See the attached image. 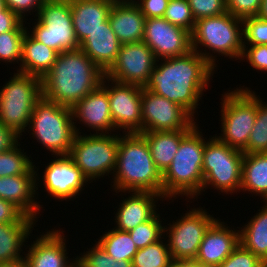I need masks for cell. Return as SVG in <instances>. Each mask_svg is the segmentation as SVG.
I'll return each instance as SVG.
<instances>
[{
	"mask_svg": "<svg viewBox=\"0 0 267 267\" xmlns=\"http://www.w3.org/2000/svg\"><path fill=\"white\" fill-rule=\"evenodd\" d=\"M214 73L215 68L191 50L182 56L157 60L144 88L177 103L194 118Z\"/></svg>",
	"mask_w": 267,
	"mask_h": 267,
	"instance_id": "cell-1",
	"label": "cell"
},
{
	"mask_svg": "<svg viewBox=\"0 0 267 267\" xmlns=\"http://www.w3.org/2000/svg\"><path fill=\"white\" fill-rule=\"evenodd\" d=\"M104 76L80 48L58 53L51 70L41 79L42 97L72 108L99 87Z\"/></svg>",
	"mask_w": 267,
	"mask_h": 267,
	"instance_id": "cell-2",
	"label": "cell"
},
{
	"mask_svg": "<svg viewBox=\"0 0 267 267\" xmlns=\"http://www.w3.org/2000/svg\"><path fill=\"white\" fill-rule=\"evenodd\" d=\"M119 133L113 192L151 191L163 196L162 174L156 168L149 145L140 133Z\"/></svg>",
	"mask_w": 267,
	"mask_h": 267,
	"instance_id": "cell-3",
	"label": "cell"
},
{
	"mask_svg": "<svg viewBox=\"0 0 267 267\" xmlns=\"http://www.w3.org/2000/svg\"><path fill=\"white\" fill-rule=\"evenodd\" d=\"M198 125L182 138L171 165L162 174L163 197L167 201L180 196L192 200L202 194L205 139Z\"/></svg>",
	"mask_w": 267,
	"mask_h": 267,
	"instance_id": "cell-4",
	"label": "cell"
},
{
	"mask_svg": "<svg viewBox=\"0 0 267 267\" xmlns=\"http://www.w3.org/2000/svg\"><path fill=\"white\" fill-rule=\"evenodd\" d=\"M191 48L215 69H218L217 54L241 62L244 50L242 19L229 12L198 19L191 33Z\"/></svg>",
	"mask_w": 267,
	"mask_h": 267,
	"instance_id": "cell-5",
	"label": "cell"
},
{
	"mask_svg": "<svg viewBox=\"0 0 267 267\" xmlns=\"http://www.w3.org/2000/svg\"><path fill=\"white\" fill-rule=\"evenodd\" d=\"M29 135L57 155H69L76 136L72 108L41 97L33 108L27 127Z\"/></svg>",
	"mask_w": 267,
	"mask_h": 267,
	"instance_id": "cell-6",
	"label": "cell"
},
{
	"mask_svg": "<svg viewBox=\"0 0 267 267\" xmlns=\"http://www.w3.org/2000/svg\"><path fill=\"white\" fill-rule=\"evenodd\" d=\"M258 97L250 88L228 90L221 98V135L215 136L229 147L246 149L258 109Z\"/></svg>",
	"mask_w": 267,
	"mask_h": 267,
	"instance_id": "cell-7",
	"label": "cell"
},
{
	"mask_svg": "<svg viewBox=\"0 0 267 267\" xmlns=\"http://www.w3.org/2000/svg\"><path fill=\"white\" fill-rule=\"evenodd\" d=\"M13 74L0 89V122L22 136L42 97L41 78L18 71Z\"/></svg>",
	"mask_w": 267,
	"mask_h": 267,
	"instance_id": "cell-8",
	"label": "cell"
},
{
	"mask_svg": "<svg viewBox=\"0 0 267 267\" xmlns=\"http://www.w3.org/2000/svg\"><path fill=\"white\" fill-rule=\"evenodd\" d=\"M209 137L204 146L202 193L208 188L226 195L240 193L244 153L229 147L214 135Z\"/></svg>",
	"mask_w": 267,
	"mask_h": 267,
	"instance_id": "cell-9",
	"label": "cell"
},
{
	"mask_svg": "<svg viewBox=\"0 0 267 267\" xmlns=\"http://www.w3.org/2000/svg\"><path fill=\"white\" fill-rule=\"evenodd\" d=\"M82 134H76L68 156L90 183L109 178L116 167L119 134Z\"/></svg>",
	"mask_w": 267,
	"mask_h": 267,
	"instance_id": "cell-10",
	"label": "cell"
},
{
	"mask_svg": "<svg viewBox=\"0 0 267 267\" xmlns=\"http://www.w3.org/2000/svg\"><path fill=\"white\" fill-rule=\"evenodd\" d=\"M37 17L32 31L28 30L37 41L58 53L79 49L70 0H45Z\"/></svg>",
	"mask_w": 267,
	"mask_h": 267,
	"instance_id": "cell-11",
	"label": "cell"
},
{
	"mask_svg": "<svg viewBox=\"0 0 267 267\" xmlns=\"http://www.w3.org/2000/svg\"><path fill=\"white\" fill-rule=\"evenodd\" d=\"M216 219L205 208L193 207L164 226V237L175 263L195 261L204 234Z\"/></svg>",
	"mask_w": 267,
	"mask_h": 267,
	"instance_id": "cell-12",
	"label": "cell"
},
{
	"mask_svg": "<svg viewBox=\"0 0 267 267\" xmlns=\"http://www.w3.org/2000/svg\"><path fill=\"white\" fill-rule=\"evenodd\" d=\"M101 85L108 93L111 116L116 131L142 133L141 100L143 87L120 83L107 76H104Z\"/></svg>",
	"mask_w": 267,
	"mask_h": 267,
	"instance_id": "cell-13",
	"label": "cell"
},
{
	"mask_svg": "<svg viewBox=\"0 0 267 267\" xmlns=\"http://www.w3.org/2000/svg\"><path fill=\"white\" fill-rule=\"evenodd\" d=\"M142 132L192 129L197 122L183 107L142 89Z\"/></svg>",
	"mask_w": 267,
	"mask_h": 267,
	"instance_id": "cell-14",
	"label": "cell"
},
{
	"mask_svg": "<svg viewBox=\"0 0 267 267\" xmlns=\"http://www.w3.org/2000/svg\"><path fill=\"white\" fill-rule=\"evenodd\" d=\"M156 62L154 52L143 41L121 44L117 59L105 76L120 83L145 87Z\"/></svg>",
	"mask_w": 267,
	"mask_h": 267,
	"instance_id": "cell-15",
	"label": "cell"
},
{
	"mask_svg": "<svg viewBox=\"0 0 267 267\" xmlns=\"http://www.w3.org/2000/svg\"><path fill=\"white\" fill-rule=\"evenodd\" d=\"M51 160L40 176L43 188L58 201L76 199L90 182L68 155H57Z\"/></svg>",
	"mask_w": 267,
	"mask_h": 267,
	"instance_id": "cell-16",
	"label": "cell"
},
{
	"mask_svg": "<svg viewBox=\"0 0 267 267\" xmlns=\"http://www.w3.org/2000/svg\"><path fill=\"white\" fill-rule=\"evenodd\" d=\"M142 41L157 60L182 56L192 50L191 34L165 18H147Z\"/></svg>",
	"mask_w": 267,
	"mask_h": 267,
	"instance_id": "cell-17",
	"label": "cell"
},
{
	"mask_svg": "<svg viewBox=\"0 0 267 267\" xmlns=\"http://www.w3.org/2000/svg\"><path fill=\"white\" fill-rule=\"evenodd\" d=\"M74 126L77 134H81L80 127L77 128L76 123L83 124L89 128L94 134H112L114 128L111 116L110 104L107 90L100 85L85 98L78 101L72 107ZM77 119V120H76Z\"/></svg>",
	"mask_w": 267,
	"mask_h": 267,
	"instance_id": "cell-18",
	"label": "cell"
},
{
	"mask_svg": "<svg viewBox=\"0 0 267 267\" xmlns=\"http://www.w3.org/2000/svg\"><path fill=\"white\" fill-rule=\"evenodd\" d=\"M38 170L34 164L26 174L0 177V199L13 203L25 215L36 220L41 208L43 210V205L35 201L38 200V186H41L38 182L40 180Z\"/></svg>",
	"mask_w": 267,
	"mask_h": 267,
	"instance_id": "cell-19",
	"label": "cell"
},
{
	"mask_svg": "<svg viewBox=\"0 0 267 267\" xmlns=\"http://www.w3.org/2000/svg\"><path fill=\"white\" fill-rule=\"evenodd\" d=\"M63 232L65 231L60 229L47 230L46 234L43 232L37 235L31 245H26V267H70L76 261V257L68 259L67 241Z\"/></svg>",
	"mask_w": 267,
	"mask_h": 267,
	"instance_id": "cell-20",
	"label": "cell"
},
{
	"mask_svg": "<svg viewBox=\"0 0 267 267\" xmlns=\"http://www.w3.org/2000/svg\"><path fill=\"white\" fill-rule=\"evenodd\" d=\"M217 218L207 229L200 244L195 262L202 265L219 266L239 245V230L225 225Z\"/></svg>",
	"mask_w": 267,
	"mask_h": 267,
	"instance_id": "cell-21",
	"label": "cell"
},
{
	"mask_svg": "<svg viewBox=\"0 0 267 267\" xmlns=\"http://www.w3.org/2000/svg\"><path fill=\"white\" fill-rule=\"evenodd\" d=\"M130 194L119 204L115 214V229L131 231L139 224L150 220L157 213V203L164 200L160 194L151 191H124ZM162 198V199H161ZM159 199V200H158Z\"/></svg>",
	"mask_w": 267,
	"mask_h": 267,
	"instance_id": "cell-22",
	"label": "cell"
},
{
	"mask_svg": "<svg viewBox=\"0 0 267 267\" xmlns=\"http://www.w3.org/2000/svg\"><path fill=\"white\" fill-rule=\"evenodd\" d=\"M120 46L121 43L107 19L80 43L79 48L106 73L115 63Z\"/></svg>",
	"mask_w": 267,
	"mask_h": 267,
	"instance_id": "cell-23",
	"label": "cell"
},
{
	"mask_svg": "<svg viewBox=\"0 0 267 267\" xmlns=\"http://www.w3.org/2000/svg\"><path fill=\"white\" fill-rule=\"evenodd\" d=\"M108 20L121 44L143 40L146 17L136 3L112 4Z\"/></svg>",
	"mask_w": 267,
	"mask_h": 267,
	"instance_id": "cell-24",
	"label": "cell"
},
{
	"mask_svg": "<svg viewBox=\"0 0 267 267\" xmlns=\"http://www.w3.org/2000/svg\"><path fill=\"white\" fill-rule=\"evenodd\" d=\"M75 36L79 44L107 19L112 3L106 0H70Z\"/></svg>",
	"mask_w": 267,
	"mask_h": 267,
	"instance_id": "cell-25",
	"label": "cell"
},
{
	"mask_svg": "<svg viewBox=\"0 0 267 267\" xmlns=\"http://www.w3.org/2000/svg\"><path fill=\"white\" fill-rule=\"evenodd\" d=\"M37 221L25 215L18 223H0V264L24 260L22 249Z\"/></svg>",
	"mask_w": 267,
	"mask_h": 267,
	"instance_id": "cell-26",
	"label": "cell"
},
{
	"mask_svg": "<svg viewBox=\"0 0 267 267\" xmlns=\"http://www.w3.org/2000/svg\"><path fill=\"white\" fill-rule=\"evenodd\" d=\"M58 52L37 41L26 31L22 42V59L18 72L43 78L52 68Z\"/></svg>",
	"mask_w": 267,
	"mask_h": 267,
	"instance_id": "cell-27",
	"label": "cell"
},
{
	"mask_svg": "<svg viewBox=\"0 0 267 267\" xmlns=\"http://www.w3.org/2000/svg\"><path fill=\"white\" fill-rule=\"evenodd\" d=\"M191 129L140 133L147 141L156 168L163 174L171 165L182 138Z\"/></svg>",
	"mask_w": 267,
	"mask_h": 267,
	"instance_id": "cell-28",
	"label": "cell"
},
{
	"mask_svg": "<svg viewBox=\"0 0 267 267\" xmlns=\"http://www.w3.org/2000/svg\"><path fill=\"white\" fill-rule=\"evenodd\" d=\"M241 190L267 202V153H244Z\"/></svg>",
	"mask_w": 267,
	"mask_h": 267,
	"instance_id": "cell-29",
	"label": "cell"
},
{
	"mask_svg": "<svg viewBox=\"0 0 267 267\" xmlns=\"http://www.w3.org/2000/svg\"><path fill=\"white\" fill-rule=\"evenodd\" d=\"M239 228L240 244L267 264V202Z\"/></svg>",
	"mask_w": 267,
	"mask_h": 267,
	"instance_id": "cell-30",
	"label": "cell"
},
{
	"mask_svg": "<svg viewBox=\"0 0 267 267\" xmlns=\"http://www.w3.org/2000/svg\"><path fill=\"white\" fill-rule=\"evenodd\" d=\"M97 242L104 251L114 257L116 261L128 260L132 261L134 255L138 252V248L133 242L131 235L127 231L112 228L108 232L105 231Z\"/></svg>",
	"mask_w": 267,
	"mask_h": 267,
	"instance_id": "cell-31",
	"label": "cell"
},
{
	"mask_svg": "<svg viewBox=\"0 0 267 267\" xmlns=\"http://www.w3.org/2000/svg\"><path fill=\"white\" fill-rule=\"evenodd\" d=\"M163 239L138 249L132 260L133 267H172L175 262L165 237Z\"/></svg>",
	"mask_w": 267,
	"mask_h": 267,
	"instance_id": "cell-32",
	"label": "cell"
},
{
	"mask_svg": "<svg viewBox=\"0 0 267 267\" xmlns=\"http://www.w3.org/2000/svg\"><path fill=\"white\" fill-rule=\"evenodd\" d=\"M20 142L11 150L0 153V177L26 174L35 162L24 153Z\"/></svg>",
	"mask_w": 267,
	"mask_h": 267,
	"instance_id": "cell-33",
	"label": "cell"
},
{
	"mask_svg": "<svg viewBox=\"0 0 267 267\" xmlns=\"http://www.w3.org/2000/svg\"><path fill=\"white\" fill-rule=\"evenodd\" d=\"M261 99L259 96L257 116L243 153H267V104Z\"/></svg>",
	"mask_w": 267,
	"mask_h": 267,
	"instance_id": "cell-34",
	"label": "cell"
},
{
	"mask_svg": "<svg viewBox=\"0 0 267 267\" xmlns=\"http://www.w3.org/2000/svg\"><path fill=\"white\" fill-rule=\"evenodd\" d=\"M160 217V214L157 212L150 220L139 224L129 231L131 238L138 249L145 248L146 246L163 239L165 236L164 224H162Z\"/></svg>",
	"mask_w": 267,
	"mask_h": 267,
	"instance_id": "cell-35",
	"label": "cell"
},
{
	"mask_svg": "<svg viewBox=\"0 0 267 267\" xmlns=\"http://www.w3.org/2000/svg\"><path fill=\"white\" fill-rule=\"evenodd\" d=\"M28 27L24 26L20 31H7L0 34V61L9 64H17L22 59V42ZM17 62V63H16Z\"/></svg>",
	"mask_w": 267,
	"mask_h": 267,
	"instance_id": "cell-36",
	"label": "cell"
},
{
	"mask_svg": "<svg viewBox=\"0 0 267 267\" xmlns=\"http://www.w3.org/2000/svg\"><path fill=\"white\" fill-rule=\"evenodd\" d=\"M88 251L76 256V260L81 267H133L132 261L119 260L107 254L96 242Z\"/></svg>",
	"mask_w": 267,
	"mask_h": 267,
	"instance_id": "cell-37",
	"label": "cell"
},
{
	"mask_svg": "<svg viewBox=\"0 0 267 267\" xmlns=\"http://www.w3.org/2000/svg\"><path fill=\"white\" fill-rule=\"evenodd\" d=\"M163 18L171 24L187 30L190 34L192 33L196 22L188 0H169Z\"/></svg>",
	"mask_w": 267,
	"mask_h": 267,
	"instance_id": "cell-38",
	"label": "cell"
},
{
	"mask_svg": "<svg viewBox=\"0 0 267 267\" xmlns=\"http://www.w3.org/2000/svg\"><path fill=\"white\" fill-rule=\"evenodd\" d=\"M243 46L267 45V20L253 16L242 19Z\"/></svg>",
	"mask_w": 267,
	"mask_h": 267,
	"instance_id": "cell-39",
	"label": "cell"
},
{
	"mask_svg": "<svg viewBox=\"0 0 267 267\" xmlns=\"http://www.w3.org/2000/svg\"><path fill=\"white\" fill-rule=\"evenodd\" d=\"M217 267H267V264L239 243L233 252Z\"/></svg>",
	"mask_w": 267,
	"mask_h": 267,
	"instance_id": "cell-40",
	"label": "cell"
},
{
	"mask_svg": "<svg viewBox=\"0 0 267 267\" xmlns=\"http://www.w3.org/2000/svg\"><path fill=\"white\" fill-rule=\"evenodd\" d=\"M195 21L227 12L226 0H188Z\"/></svg>",
	"mask_w": 267,
	"mask_h": 267,
	"instance_id": "cell-41",
	"label": "cell"
},
{
	"mask_svg": "<svg viewBox=\"0 0 267 267\" xmlns=\"http://www.w3.org/2000/svg\"><path fill=\"white\" fill-rule=\"evenodd\" d=\"M262 0H226L227 12L233 16L244 19L257 16Z\"/></svg>",
	"mask_w": 267,
	"mask_h": 267,
	"instance_id": "cell-42",
	"label": "cell"
},
{
	"mask_svg": "<svg viewBox=\"0 0 267 267\" xmlns=\"http://www.w3.org/2000/svg\"><path fill=\"white\" fill-rule=\"evenodd\" d=\"M245 59L253 69L267 72V45L244 46L241 61Z\"/></svg>",
	"mask_w": 267,
	"mask_h": 267,
	"instance_id": "cell-43",
	"label": "cell"
},
{
	"mask_svg": "<svg viewBox=\"0 0 267 267\" xmlns=\"http://www.w3.org/2000/svg\"><path fill=\"white\" fill-rule=\"evenodd\" d=\"M45 0H5L6 7L15 12L24 22L28 13L37 17ZM32 12V13H31ZM26 16V17H25ZM26 18V19H25Z\"/></svg>",
	"mask_w": 267,
	"mask_h": 267,
	"instance_id": "cell-44",
	"label": "cell"
},
{
	"mask_svg": "<svg viewBox=\"0 0 267 267\" xmlns=\"http://www.w3.org/2000/svg\"><path fill=\"white\" fill-rule=\"evenodd\" d=\"M169 0H137L142 14L147 18H163Z\"/></svg>",
	"mask_w": 267,
	"mask_h": 267,
	"instance_id": "cell-45",
	"label": "cell"
},
{
	"mask_svg": "<svg viewBox=\"0 0 267 267\" xmlns=\"http://www.w3.org/2000/svg\"><path fill=\"white\" fill-rule=\"evenodd\" d=\"M26 23L9 8L0 10V34L7 31H20Z\"/></svg>",
	"mask_w": 267,
	"mask_h": 267,
	"instance_id": "cell-46",
	"label": "cell"
},
{
	"mask_svg": "<svg viewBox=\"0 0 267 267\" xmlns=\"http://www.w3.org/2000/svg\"><path fill=\"white\" fill-rule=\"evenodd\" d=\"M24 216L13 203L0 199V223H18Z\"/></svg>",
	"mask_w": 267,
	"mask_h": 267,
	"instance_id": "cell-47",
	"label": "cell"
},
{
	"mask_svg": "<svg viewBox=\"0 0 267 267\" xmlns=\"http://www.w3.org/2000/svg\"><path fill=\"white\" fill-rule=\"evenodd\" d=\"M22 140L21 136L18 135L13 129L4 126L0 122V153L11 150Z\"/></svg>",
	"mask_w": 267,
	"mask_h": 267,
	"instance_id": "cell-48",
	"label": "cell"
},
{
	"mask_svg": "<svg viewBox=\"0 0 267 267\" xmlns=\"http://www.w3.org/2000/svg\"><path fill=\"white\" fill-rule=\"evenodd\" d=\"M0 267H26L24 260H19L12 263H1Z\"/></svg>",
	"mask_w": 267,
	"mask_h": 267,
	"instance_id": "cell-49",
	"label": "cell"
},
{
	"mask_svg": "<svg viewBox=\"0 0 267 267\" xmlns=\"http://www.w3.org/2000/svg\"><path fill=\"white\" fill-rule=\"evenodd\" d=\"M258 16L267 20V0H262Z\"/></svg>",
	"mask_w": 267,
	"mask_h": 267,
	"instance_id": "cell-50",
	"label": "cell"
},
{
	"mask_svg": "<svg viewBox=\"0 0 267 267\" xmlns=\"http://www.w3.org/2000/svg\"><path fill=\"white\" fill-rule=\"evenodd\" d=\"M182 267H214V266L202 265L195 261H186L182 262Z\"/></svg>",
	"mask_w": 267,
	"mask_h": 267,
	"instance_id": "cell-51",
	"label": "cell"
},
{
	"mask_svg": "<svg viewBox=\"0 0 267 267\" xmlns=\"http://www.w3.org/2000/svg\"><path fill=\"white\" fill-rule=\"evenodd\" d=\"M112 4L136 3L137 0H106Z\"/></svg>",
	"mask_w": 267,
	"mask_h": 267,
	"instance_id": "cell-52",
	"label": "cell"
},
{
	"mask_svg": "<svg viewBox=\"0 0 267 267\" xmlns=\"http://www.w3.org/2000/svg\"><path fill=\"white\" fill-rule=\"evenodd\" d=\"M6 8L5 0H0V10Z\"/></svg>",
	"mask_w": 267,
	"mask_h": 267,
	"instance_id": "cell-53",
	"label": "cell"
},
{
	"mask_svg": "<svg viewBox=\"0 0 267 267\" xmlns=\"http://www.w3.org/2000/svg\"><path fill=\"white\" fill-rule=\"evenodd\" d=\"M70 267H81L80 263L76 260Z\"/></svg>",
	"mask_w": 267,
	"mask_h": 267,
	"instance_id": "cell-54",
	"label": "cell"
},
{
	"mask_svg": "<svg viewBox=\"0 0 267 267\" xmlns=\"http://www.w3.org/2000/svg\"><path fill=\"white\" fill-rule=\"evenodd\" d=\"M172 267H182V263H175Z\"/></svg>",
	"mask_w": 267,
	"mask_h": 267,
	"instance_id": "cell-55",
	"label": "cell"
}]
</instances>
